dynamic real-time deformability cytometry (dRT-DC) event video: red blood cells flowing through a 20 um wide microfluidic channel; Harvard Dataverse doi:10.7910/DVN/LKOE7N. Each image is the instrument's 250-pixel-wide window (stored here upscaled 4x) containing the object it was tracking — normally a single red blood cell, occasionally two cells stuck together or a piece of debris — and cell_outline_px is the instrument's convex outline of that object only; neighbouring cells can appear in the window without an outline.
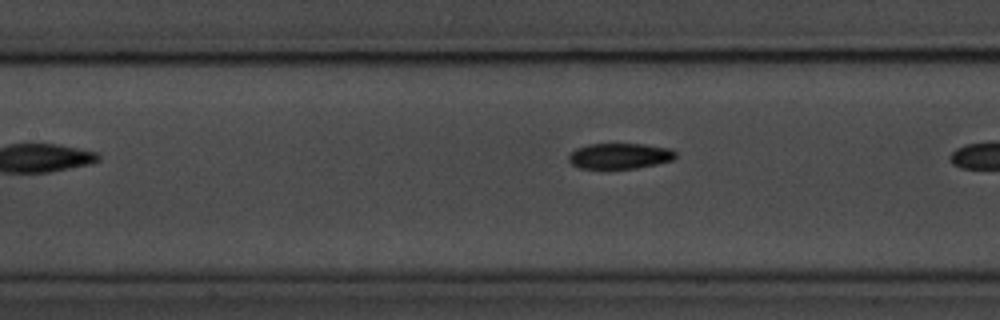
{"species": "common noctule bat (a hibernating species)", "species_latin": "Nyctalus noctula", "temperature_condition": "room temperature", "stored_images_in_passage": 10, "segment_of_instrument_passage": [2, 2], "camera_frame_rate_fps": 3000, "um_per_image_px": 0.085, "animal": {"sex": "male", "body_mass_g": 20.1, "forearm_length_mm": 53.5}, "frame": {"image": 1, "passage_image": 10, "time_ms": 11.0, "image_size_px": [1000, 320], "cell_outline_px": [[676, 156], [672, 160], [656, 164], [636, 168], [580, 168], [572, 164], [568, 160], [568, 156], [576, 148], [588, 144], [644, 144], [672, 148], [676, 152]], "centroid_in_image_um": [52.69, 13.25], "position_along_channel_um": 154.7, "area_um2": 15.95}}